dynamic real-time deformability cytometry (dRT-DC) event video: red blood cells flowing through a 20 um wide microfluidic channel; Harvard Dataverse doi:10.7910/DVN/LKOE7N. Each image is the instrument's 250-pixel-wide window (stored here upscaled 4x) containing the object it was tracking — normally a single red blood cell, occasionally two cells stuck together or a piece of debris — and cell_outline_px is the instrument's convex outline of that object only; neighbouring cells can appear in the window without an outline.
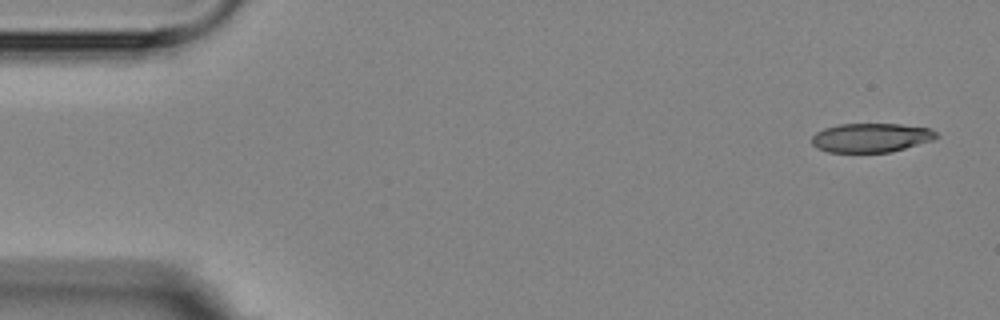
{"species": "Egyptian fruit bat (a non-hibernating species)", "species_latin": "Rousettus aegyptiacus", "temperature_condition": "room temperature", "stored_images_in_passage": 16, "camera_frame_rate_fps": 3000, "um_per_image_px": 0.085, "animal": {"sex": "female"}, "frame": {"image": 1, "passage_image": 1, "time_ms": 0.0, "image_size_px": [1000, 320], "cell_outline_px": [[940, 136], [932, 140], [892, 152], [828, 152], [816, 148], [812, 144], [812, 136], [816, 132], [824, 128], [840, 124], [900, 124], [932, 128]], "centroid_in_image_um": [74.05, 11.7], "position_along_channel_um": 11.0, "area_um2": 21.21}}
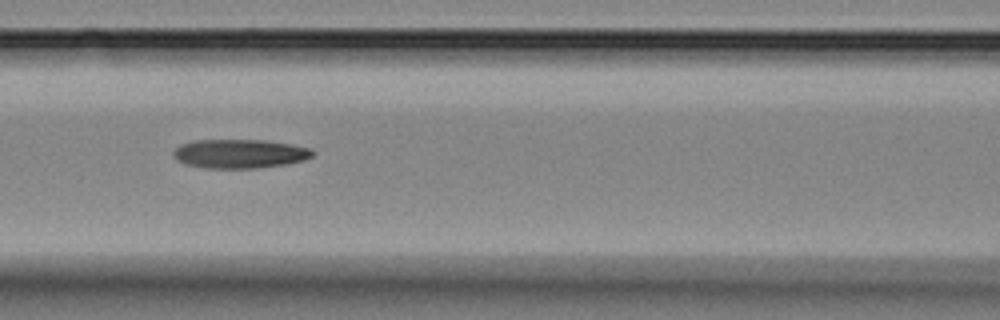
{"frame": {"image": 2, "passage_image": 7, "time_ms": 7.0, "image_size_px": [1000, 320], "cell_outline_px": [[316, 152], [312, 156], [304, 160], [288, 164], [256, 168], [204, 168], [184, 164], [176, 160], [172, 152], [180, 144], [192, 140], [264, 140], [292, 144], [312, 148]], "centroid_in_image_um": [20.38, 13.06], "position_along_channel_um": 146.2, "area_um2": 23.81}}
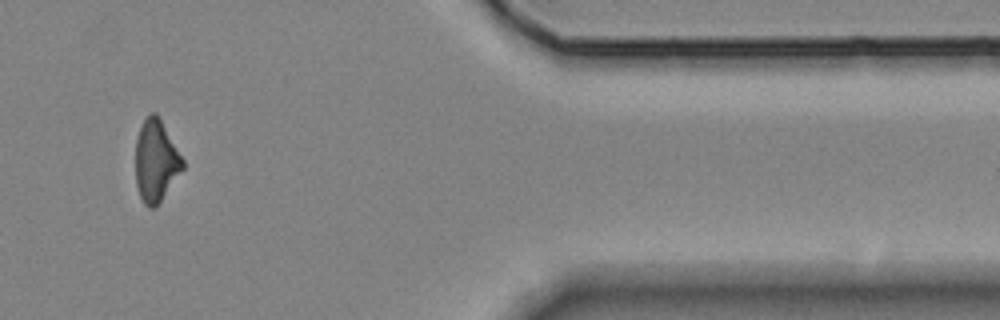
{"frame": {"image": 3, "passage_image": 14, "time_ms": 15.0, "image_size_px": [1000, 320], "cell_outline_px": [[184, 168], [160, 200], [152, 208], [148, 208], [144, 204], [140, 196], [136, 184], [136, 140], [140, 128], [144, 120], [152, 112], [156, 112], [184, 160]], "centroid_in_image_um": [13.25, 13.67], "position_along_channel_um": 398.2, "area_um2": 22.02}, "authors_computed_cell_mechanics": {"area_um2": 23.3512, "velocity_mm_per_s": 3.5816, "shape_relaxation_time_tau1_ms": null, "shape_relaxation_time_tau2_ms": 6.4757, "deformation_change_tau1": null, "deformation_change_tau2": 0.1527}}